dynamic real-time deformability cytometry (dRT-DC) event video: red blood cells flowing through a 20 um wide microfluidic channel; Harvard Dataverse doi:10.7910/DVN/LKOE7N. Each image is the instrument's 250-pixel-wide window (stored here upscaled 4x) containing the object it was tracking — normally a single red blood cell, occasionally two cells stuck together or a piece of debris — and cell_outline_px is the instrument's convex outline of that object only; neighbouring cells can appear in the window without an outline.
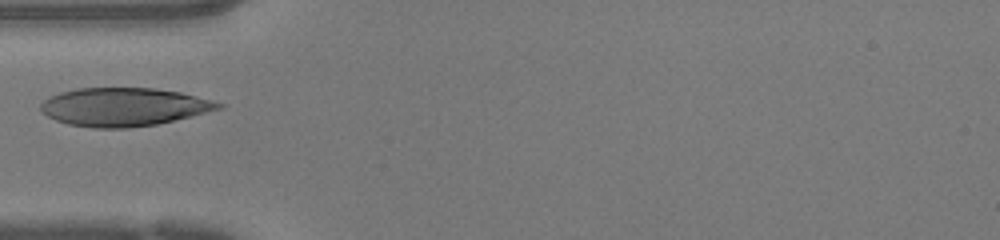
{"species": "human", "species_latin": "Homo sapiens", "temperature_condition": "warm", "stored_images_in_passage": 17, "camera_frame_rate_fps": 3000, "um_per_image_px": 0.085, "donor": {"sex": "female"}, "frame": {"image": 1, "passage_image": 1, "time_ms": 0.0, "image_size_px": [1000, 240], "cell_outline_px": [[224, 108], [192, 116], [156, 124], [128, 128], [92, 128], [68, 124], [56, 120], [40, 112], [40, 104], [44, 100], [60, 92], [76, 88], [156, 88], [180, 92], [212, 100], [224, 104]], "centroid_in_image_um": [10.52, 9.09], "position_along_channel_um": 74.5, "area_um2": 39.77}}
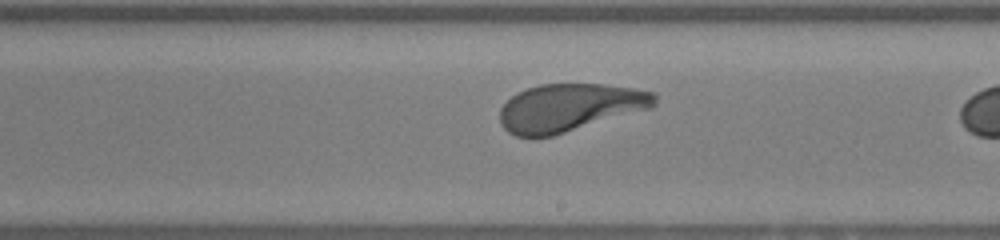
{"frame": {"image": 2, "passage_image": 10, "time_ms": 3.0, "image_size_px": [1000, 240], "cell_outline_px": [[656, 104], [652, 108], [552, 136], [516, 136], [508, 132], [500, 124], [500, 108], [516, 92], [540, 84], [604, 84], [636, 88], [656, 92]], "centroid_in_image_um": [48.45, 9.13], "position_along_channel_um": 240.6, "area_um2": 43.18}}
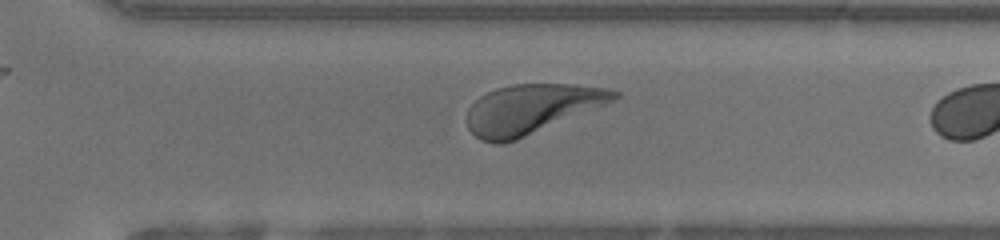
{"frame": {"image": 3, "passage_image": 16, "time_ms": 5.0, "image_size_px": [1000, 240], "cell_outline_px": [[620, 96], [604, 104], [516, 140], [504, 144], [492, 144], [480, 140], [468, 128], [468, 108], [480, 96], [496, 88], [512, 84], [572, 84], [608, 88], [620, 92]], "centroid_in_image_um": [45.12, 9.26], "position_along_channel_um": 325.5, "area_um2": 41.85}}